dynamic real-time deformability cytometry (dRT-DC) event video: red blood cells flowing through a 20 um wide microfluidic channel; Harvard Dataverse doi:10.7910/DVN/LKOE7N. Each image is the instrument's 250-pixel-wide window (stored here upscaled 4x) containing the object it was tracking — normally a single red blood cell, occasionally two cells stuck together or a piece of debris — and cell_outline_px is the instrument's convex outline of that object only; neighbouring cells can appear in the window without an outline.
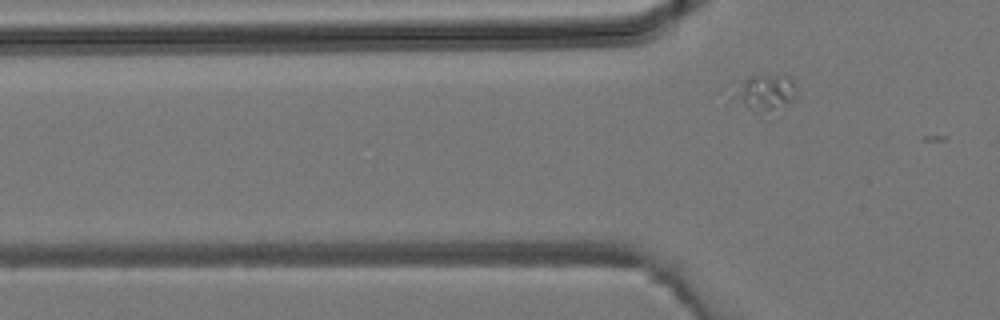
{"species": "common noctule bat (a hibernating species)", "species_latin": "Nyctalus noctula", "temperature_condition": "room temperature", "stored_images_in_passage": 6, "camera_frame_rate_fps": 3000, "um_per_image_px": 0.085, "animal": {"sex": "male", "body_mass_g": 19.2, "forearm_length_mm": 51.8}, "frame": {"image": 1, "passage_image": 6, "time_ms": 1.667, "image_size_px": [1000, 320], "cell_outline_px": [[796, 96], [776, 120], [756, 112], [720, 88], [728, 80], [748, 76], [784, 72], [792, 80], [796, 92]], "centroid_in_image_um": [64.88, 7.88], "position_along_channel_um": 60.9, "area_um2": 16.13}}